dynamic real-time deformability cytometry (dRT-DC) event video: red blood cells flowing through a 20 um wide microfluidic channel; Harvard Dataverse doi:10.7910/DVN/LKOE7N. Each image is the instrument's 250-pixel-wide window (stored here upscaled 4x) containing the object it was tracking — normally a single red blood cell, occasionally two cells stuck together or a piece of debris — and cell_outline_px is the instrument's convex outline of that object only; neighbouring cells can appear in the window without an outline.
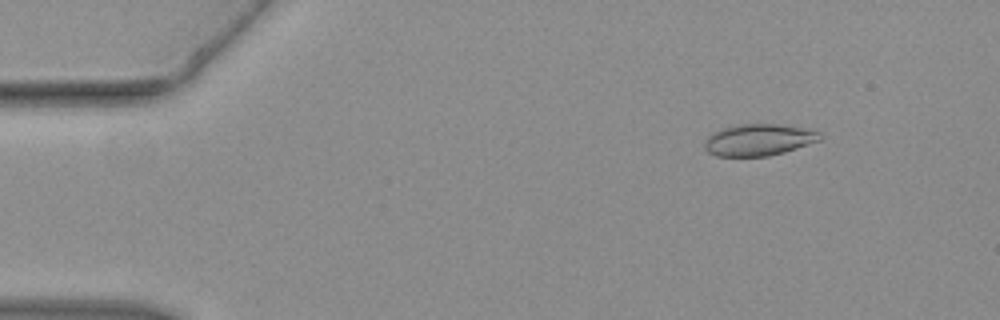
{"species": "common noctule bat (a hibernating species)", "species_latin": "Nyctalus noctula", "temperature_condition": "warm", "stored_images_in_passage": 46, "camera_frame_rate_fps": 3000, "um_per_image_px": 0.085, "animal": {"sex": "female", "body_mass_g": 19.3, "forearm_length_mm": 54.1}, "frame": {"image": 1, "passage_image": 6, "time_ms": 1.667, "image_size_px": [1000, 320], "cell_outline_px": [[824, 136], [820, 140], [784, 152], [768, 156], [716, 156], [708, 152], [704, 148], [704, 140], [712, 132], [724, 128], [740, 124], [780, 124], [816, 128]], "centroid_in_image_um": [64.54, 11.87], "position_along_channel_um": 20.5, "area_um2": 21.68}}
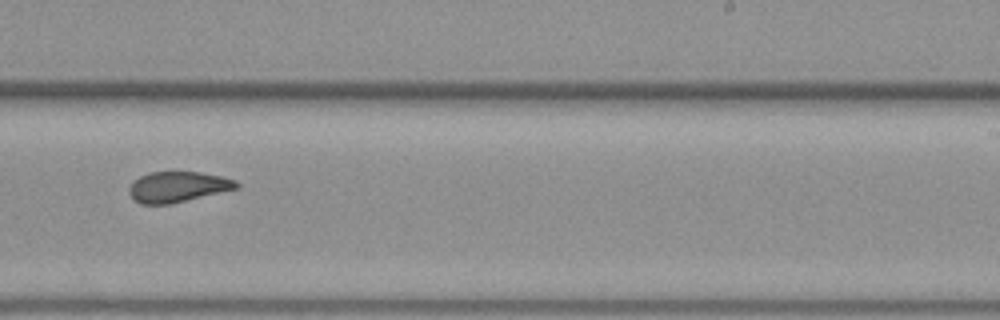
{"frame": {"image": 2, "passage_image": 29, "time_ms": 9.333, "image_size_px": [1000, 320], "cell_outline_px": [[240, 188], [168, 204], [140, 204], [128, 192], [128, 188], [140, 176], [148, 172], [200, 172], [224, 176], [236, 180], [240, 184]], "centroid_in_image_um": [15.16, 15.87], "position_along_channel_um": 273.8, "area_um2": 19.07}}
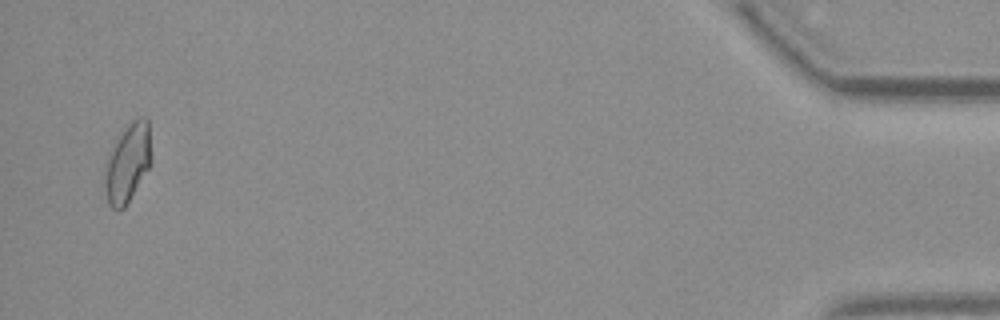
{"frame": {"image": 3, "passage_image": 45, "time_ms": 14.667, "image_size_px": [1000, 320], "cell_outline_px": [[148, 168], [124, 208], [112, 208], [108, 204], [104, 188], [104, 176], [108, 152], [124, 128], [136, 116], [148, 116]], "centroid_in_image_um": [10.78, 13.83], "position_along_channel_um": 424.4, "area_um2": 20.69}}